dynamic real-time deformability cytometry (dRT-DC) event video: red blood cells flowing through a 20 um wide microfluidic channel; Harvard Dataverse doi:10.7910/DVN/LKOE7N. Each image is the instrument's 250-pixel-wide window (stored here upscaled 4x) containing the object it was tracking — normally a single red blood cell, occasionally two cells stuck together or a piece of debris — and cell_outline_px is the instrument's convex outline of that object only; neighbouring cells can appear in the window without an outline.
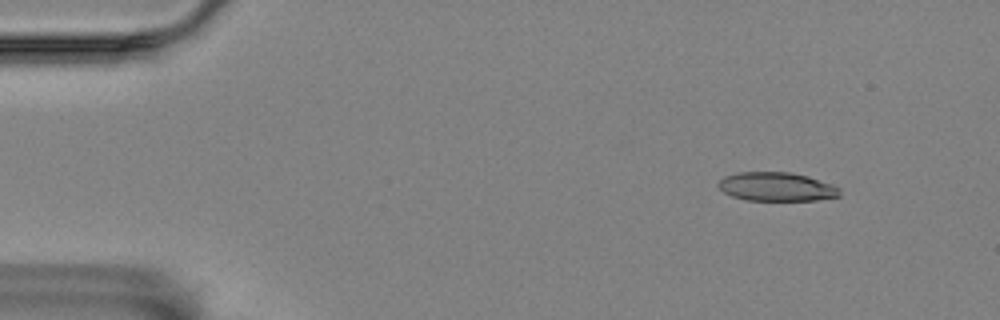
{"species": "Egyptian fruit bat (a non-hibernating species)", "species_latin": "Rousettus aegyptiacus", "temperature_condition": "room temperature", "stored_images_in_passage": 3, "camera_frame_rate_fps": 3000, "um_per_image_px": 0.085, "animal": {"sex": "female"}, "frame": {"image": 1, "passage_image": 1, "time_ms": 0.0, "image_size_px": [1000, 320], "cell_outline_px": [[840, 196], [816, 200], [744, 200], [732, 196], [724, 192], [716, 184], [724, 176], [736, 172], [788, 172], [808, 176], [832, 184], [840, 188]], "centroid_in_image_um": [65.99, 15.87], "position_along_channel_um": 19.0, "area_um2": 20.4}}
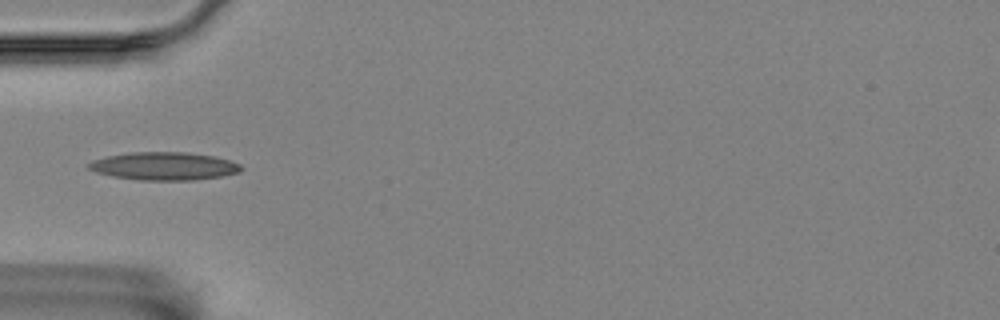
{"frame": {"image": 2, "passage_image": 3, "time_ms": 0.667, "image_size_px": [1000, 320], "cell_outline_px": [[244, 168], [240, 172], [220, 176], [196, 180], [136, 180], [112, 176], [96, 172], [88, 168], [88, 164], [92, 160], [108, 156], [132, 152], [188, 152], [216, 156], [240, 164]], "centroid_in_image_um": [13.97, 14.12], "position_along_channel_um": 71.0, "area_um2": 24.91}}